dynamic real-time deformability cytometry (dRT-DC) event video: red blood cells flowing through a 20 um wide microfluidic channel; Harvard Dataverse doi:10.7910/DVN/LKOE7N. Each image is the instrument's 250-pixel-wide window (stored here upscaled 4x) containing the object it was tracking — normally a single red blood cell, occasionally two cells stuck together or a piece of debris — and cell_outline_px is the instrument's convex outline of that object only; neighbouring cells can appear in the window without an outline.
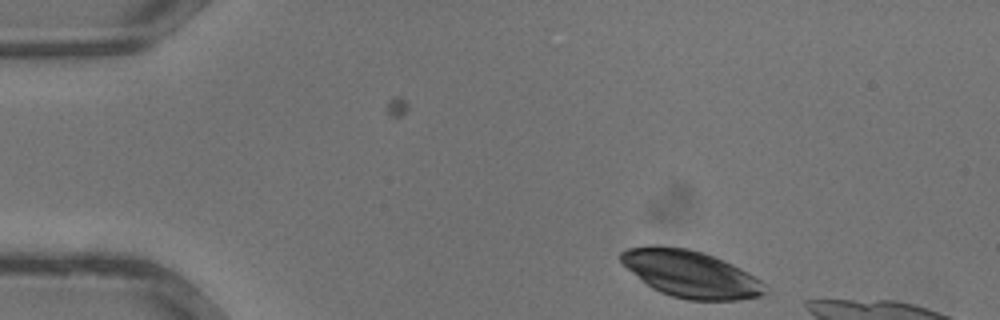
{"species": "common noctule bat (a hibernating species)", "species_latin": "Nyctalus noctula", "temperature_condition": "warm", "stored_images_in_passage": 3, "camera_frame_rate_fps": 3000, "um_per_image_px": 0.085, "animal": {"sex": "male", "body_mass_g": 13.3}, "frame": {"image": 1, "passage_image": 3, "time_ms": 0.667, "image_size_px": [1000, 320], "cell_outline_px": [[768, 292], [764, 296], [740, 300], [688, 300], [672, 296], [660, 292], [652, 288], [628, 268], [620, 260], [620, 252], [628, 248], [652, 244], [660, 244], [688, 248], [704, 252], [732, 264], [748, 272], [760, 280], [764, 284]], "centroid_in_image_um": [58.73, 23.27], "position_along_channel_um": 26.3, "area_um2": 39.59}}